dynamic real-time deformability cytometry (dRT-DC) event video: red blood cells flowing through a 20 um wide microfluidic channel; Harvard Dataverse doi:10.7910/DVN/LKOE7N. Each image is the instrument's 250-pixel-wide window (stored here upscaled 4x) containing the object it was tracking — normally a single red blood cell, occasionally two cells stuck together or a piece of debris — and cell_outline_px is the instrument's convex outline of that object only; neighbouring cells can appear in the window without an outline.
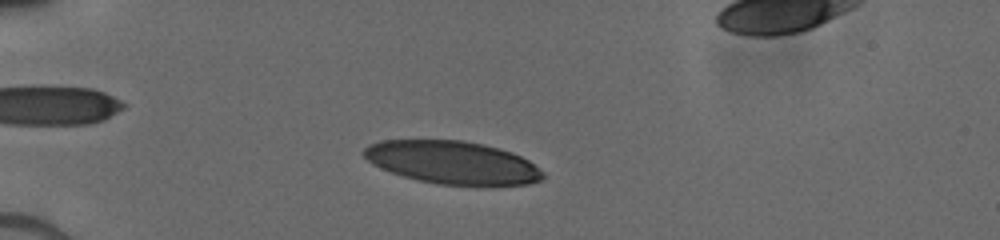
{"species": "human", "species_latin": "Homo sapiens", "temperature_condition": "cold", "stored_images_in_passage": 5, "camera_frame_rate_fps": 3000, "um_per_image_px": 0.085, "donor": {"sex": "male"}, "frame": {"image": 1, "passage_image": 3, "time_ms": 2.0, "image_size_px": [1000, 240], "cell_outline_px": [[544, 176], [540, 180], [528, 184], [488, 188], [476, 188], [436, 184], [416, 180], [380, 168], [372, 164], [360, 152], [368, 144], [380, 140], [464, 140], [484, 144], [512, 152], [528, 160], [544, 172]], "centroid_in_image_um": [38.49, 13.85], "position_along_channel_um": 46.5, "area_um2": 46.07}}